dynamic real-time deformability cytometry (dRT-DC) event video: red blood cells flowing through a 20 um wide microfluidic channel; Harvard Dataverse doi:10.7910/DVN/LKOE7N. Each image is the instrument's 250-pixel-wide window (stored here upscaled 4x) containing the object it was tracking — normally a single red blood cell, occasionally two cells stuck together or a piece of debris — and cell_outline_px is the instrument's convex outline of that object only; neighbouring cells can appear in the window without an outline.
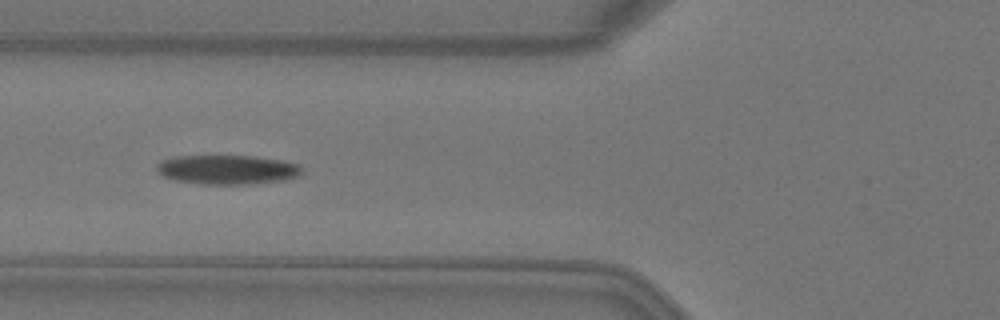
{"species": "Egyptian fruit bat (a non-hibernating species)", "species_latin": "Rousettus aegyptiacus", "temperature_condition": "warm", "stored_images_in_passage": 4, "camera_frame_rate_fps": 3000, "um_per_image_px": 0.085, "animal": {"sex": "female"}, "frame": {"image": 1, "passage_image": 4, "time_ms": 1.0, "image_size_px": [1000, 320], "cell_outline_px": [[300, 176], [284, 180], [248, 184], [204, 184], [172, 180], [164, 176], [156, 168], [156, 164], [160, 160], [172, 156], [256, 156], [284, 160], [300, 164]], "centroid_in_image_um": [19.31, 14.41], "position_along_channel_um": 106.5, "area_um2": 24.97}}